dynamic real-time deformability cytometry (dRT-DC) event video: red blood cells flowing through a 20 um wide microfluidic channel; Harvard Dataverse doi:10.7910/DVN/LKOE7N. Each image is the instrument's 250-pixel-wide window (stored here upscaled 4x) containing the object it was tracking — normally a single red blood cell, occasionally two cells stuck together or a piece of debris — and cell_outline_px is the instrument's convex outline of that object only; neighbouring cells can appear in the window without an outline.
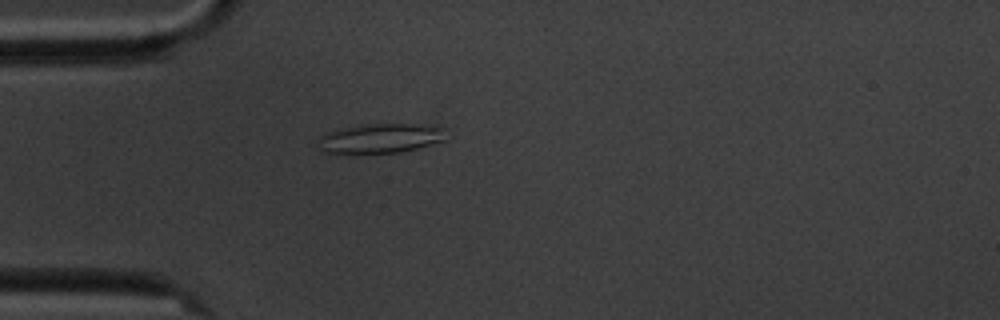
{"species": "common noctule bat (a hibernating species)", "species_latin": "Nyctalus noctula", "temperature_condition": "cold", "stored_images_in_passage": 12, "camera_frame_rate_fps": 3000, "um_per_image_px": 0.085, "animal": {"sex": "male", "body_mass_g": 20.1, "forearm_length_mm": 53.5}, "frame": {"image": 1, "passage_image": 1, "time_ms": 0.0, "image_size_px": [1000, 320], "cell_outline_px": [[444, 140], [416, 148], [400, 152], [348, 156], [320, 152], [320, 136], [324, 132], [340, 128], [360, 124], [412, 124], [444, 128]], "centroid_in_image_um": [32.17, 11.8], "position_along_channel_um": 52.8, "area_um2": 22.66}}
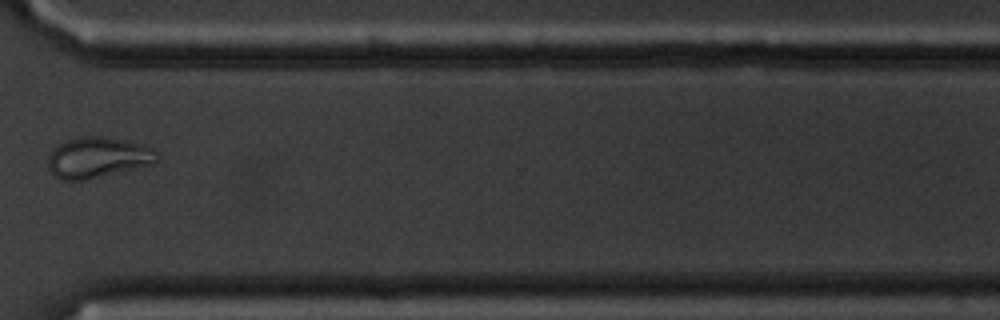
{"frame": {"image": 2, "passage_image": 9, "time_ms": 9.333, "image_size_px": [1000, 320], "cell_outline_px": [[160, 160], [152, 164], [84, 180], [60, 180], [48, 168], [48, 156], [52, 148], [64, 140], [80, 136], [100, 136], [128, 140], [152, 148], [160, 156]], "centroid_in_image_um": [8.29, 13.37], "position_along_channel_um": 362.3, "area_um2": 26.01}}
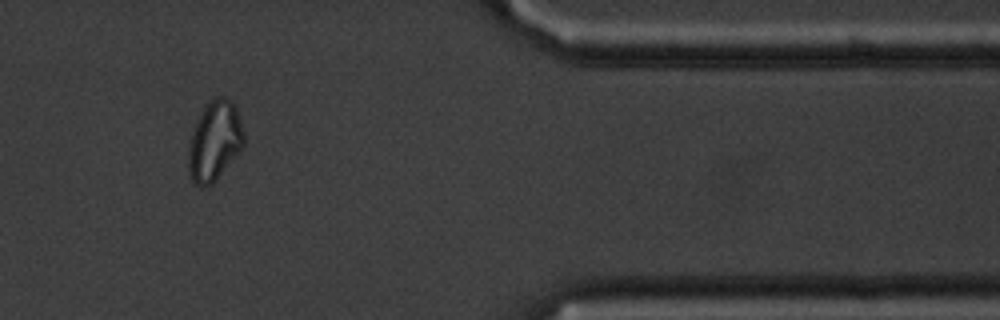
{"frame": {"image": 3, "passage_image": 10, "time_ms": 11.0, "image_size_px": [1000, 320], "cell_outline_px": [[244, 144], [216, 180], [212, 184], [204, 188], [200, 188], [192, 180], [188, 172], [188, 148], [196, 124], [204, 108], [216, 96], [224, 96], [236, 108], [240, 120], [244, 136]], "centroid_in_image_um": [18.23, 12.04], "position_along_channel_um": 393.2, "area_um2": 25.14}, "authors_computed_cell_mechanics": {"area_um2": 18.2648, "velocity_mm_per_s": 3.4044, "shape_relaxation_time_tau1_ms": null, "shape_relaxation_time_tau2_ms": 3.1405, "deformation_change_tau1": null, "deformation_change_tau2": 0.0691}}